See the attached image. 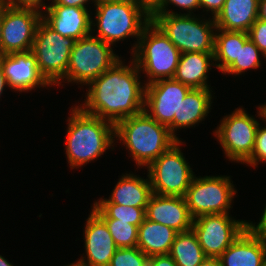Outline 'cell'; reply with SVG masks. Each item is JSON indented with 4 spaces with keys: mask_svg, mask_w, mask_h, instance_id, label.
<instances>
[{
    "mask_svg": "<svg viewBox=\"0 0 266 266\" xmlns=\"http://www.w3.org/2000/svg\"><path fill=\"white\" fill-rule=\"evenodd\" d=\"M85 252L86 257L80 260L73 266H108L112 259L117 246L114 243L105 222L92 210L87 219L85 230ZM85 258V259H84Z\"/></svg>",
    "mask_w": 266,
    "mask_h": 266,
    "instance_id": "obj_15",
    "label": "cell"
},
{
    "mask_svg": "<svg viewBox=\"0 0 266 266\" xmlns=\"http://www.w3.org/2000/svg\"><path fill=\"white\" fill-rule=\"evenodd\" d=\"M109 199H100L95 203H115L128 207H146L151 197L150 179H143L133 174L123 175L117 182Z\"/></svg>",
    "mask_w": 266,
    "mask_h": 266,
    "instance_id": "obj_23",
    "label": "cell"
},
{
    "mask_svg": "<svg viewBox=\"0 0 266 266\" xmlns=\"http://www.w3.org/2000/svg\"><path fill=\"white\" fill-rule=\"evenodd\" d=\"M258 125L259 122L242 108L222 119L215 135L229 160L244 163L251 156Z\"/></svg>",
    "mask_w": 266,
    "mask_h": 266,
    "instance_id": "obj_12",
    "label": "cell"
},
{
    "mask_svg": "<svg viewBox=\"0 0 266 266\" xmlns=\"http://www.w3.org/2000/svg\"><path fill=\"white\" fill-rule=\"evenodd\" d=\"M249 227L266 242V206L261 216L260 222L255 224L249 223Z\"/></svg>",
    "mask_w": 266,
    "mask_h": 266,
    "instance_id": "obj_38",
    "label": "cell"
},
{
    "mask_svg": "<svg viewBox=\"0 0 266 266\" xmlns=\"http://www.w3.org/2000/svg\"><path fill=\"white\" fill-rule=\"evenodd\" d=\"M249 226L233 220L229 213L202 215L193 219L192 230L206 257L219 258Z\"/></svg>",
    "mask_w": 266,
    "mask_h": 266,
    "instance_id": "obj_13",
    "label": "cell"
},
{
    "mask_svg": "<svg viewBox=\"0 0 266 266\" xmlns=\"http://www.w3.org/2000/svg\"><path fill=\"white\" fill-rule=\"evenodd\" d=\"M7 3L20 7V8H30L40 11L43 8L46 10L49 5H46L43 0H5Z\"/></svg>",
    "mask_w": 266,
    "mask_h": 266,
    "instance_id": "obj_34",
    "label": "cell"
},
{
    "mask_svg": "<svg viewBox=\"0 0 266 266\" xmlns=\"http://www.w3.org/2000/svg\"><path fill=\"white\" fill-rule=\"evenodd\" d=\"M169 255L177 266H199L206 258L192 229L177 234Z\"/></svg>",
    "mask_w": 266,
    "mask_h": 266,
    "instance_id": "obj_26",
    "label": "cell"
},
{
    "mask_svg": "<svg viewBox=\"0 0 266 266\" xmlns=\"http://www.w3.org/2000/svg\"><path fill=\"white\" fill-rule=\"evenodd\" d=\"M180 144L179 140L147 167L152 193L185 196L195 175L179 148Z\"/></svg>",
    "mask_w": 266,
    "mask_h": 266,
    "instance_id": "obj_9",
    "label": "cell"
},
{
    "mask_svg": "<svg viewBox=\"0 0 266 266\" xmlns=\"http://www.w3.org/2000/svg\"><path fill=\"white\" fill-rule=\"evenodd\" d=\"M151 20L164 32L182 53H214L216 24L211 20H200L192 14L173 11L155 13ZM199 20V21H198ZM203 21V22H202Z\"/></svg>",
    "mask_w": 266,
    "mask_h": 266,
    "instance_id": "obj_5",
    "label": "cell"
},
{
    "mask_svg": "<svg viewBox=\"0 0 266 266\" xmlns=\"http://www.w3.org/2000/svg\"><path fill=\"white\" fill-rule=\"evenodd\" d=\"M145 86L144 111L168 127L178 116V107L191 88L174 79H161Z\"/></svg>",
    "mask_w": 266,
    "mask_h": 266,
    "instance_id": "obj_14",
    "label": "cell"
},
{
    "mask_svg": "<svg viewBox=\"0 0 266 266\" xmlns=\"http://www.w3.org/2000/svg\"><path fill=\"white\" fill-rule=\"evenodd\" d=\"M145 214L150 221L169 226L179 233L192 229L193 218L182 196L153 193L146 206Z\"/></svg>",
    "mask_w": 266,
    "mask_h": 266,
    "instance_id": "obj_17",
    "label": "cell"
},
{
    "mask_svg": "<svg viewBox=\"0 0 266 266\" xmlns=\"http://www.w3.org/2000/svg\"><path fill=\"white\" fill-rule=\"evenodd\" d=\"M229 178L222 175L194 176L184 196L193 219L202 215L229 213L236 193Z\"/></svg>",
    "mask_w": 266,
    "mask_h": 266,
    "instance_id": "obj_10",
    "label": "cell"
},
{
    "mask_svg": "<svg viewBox=\"0 0 266 266\" xmlns=\"http://www.w3.org/2000/svg\"><path fill=\"white\" fill-rule=\"evenodd\" d=\"M259 0H225L214 18L216 28L225 31L248 32L258 19Z\"/></svg>",
    "mask_w": 266,
    "mask_h": 266,
    "instance_id": "obj_20",
    "label": "cell"
},
{
    "mask_svg": "<svg viewBox=\"0 0 266 266\" xmlns=\"http://www.w3.org/2000/svg\"><path fill=\"white\" fill-rule=\"evenodd\" d=\"M139 72L134 60L131 66H124L119 59L88 84L86 100L80 108L114 125L144 111L146 86L140 85Z\"/></svg>",
    "mask_w": 266,
    "mask_h": 266,
    "instance_id": "obj_1",
    "label": "cell"
},
{
    "mask_svg": "<svg viewBox=\"0 0 266 266\" xmlns=\"http://www.w3.org/2000/svg\"><path fill=\"white\" fill-rule=\"evenodd\" d=\"M148 266H177V264L172 257L167 254L149 257Z\"/></svg>",
    "mask_w": 266,
    "mask_h": 266,
    "instance_id": "obj_37",
    "label": "cell"
},
{
    "mask_svg": "<svg viewBox=\"0 0 266 266\" xmlns=\"http://www.w3.org/2000/svg\"><path fill=\"white\" fill-rule=\"evenodd\" d=\"M211 94L210 89H191L187 93L178 107V116H174L173 122L168 126L175 137L177 128H190L205 119L211 109Z\"/></svg>",
    "mask_w": 266,
    "mask_h": 266,
    "instance_id": "obj_21",
    "label": "cell"
},
{
    "mask_svg": "<svg viewBox=\"0 0 266 266\" xmlns=\"http://www.w3.org/2000/svg\"><path fill=\"white\" fill-rule=\"evenodd\" d=\"M75 41L55 32L43 20L39 23L31 52L40 74L51 86L64 79Z\"/></svg>",
    "mask_w": 266,
    "mask_h": 266,
    "instance_id": "obj_7",
    "label": "cell"
},
{
    "mask_svg": "<svg viewBox=\"0 0 266 266\" xmlns=\"http://www.w3.org/2000/svg\"><path fill=\"white\" fill-rule=\"evenodd\" d=\"M178 233L169 226L145 218L138 228L137 247L148 257L167 255Z\"/></svg>",
    "mask_w": 266,
    "mask_h": 266,
    "instance_id": "obj_24",
    "label": "cell"
},
{
    "mask_svg": "<svg viewBox=\"0 0 266 266\" xmlns=\"http://www.w3.org/2000/svg\"><path fill=\"white\" fill-rule=\"evenodd\" d=\"M107 1H116V2H127L137 5V0H107Z\"/></svg>",
    "mask_w": 266,
    "mask_h": 266,
    "instance_id": "obj_46",
    "label": "cell"
},
{
    "mask_svg": "<svg viewBox=\"0 0 266 266\" xmlns=\"http://www.w3.org/2000/svg\"><path fill=\"white\" fill-rule=\"evenodd\" d=\"M164 0H137V5L151 18L162 6Z\"/></svg>",
    "mask_w": 266,
    "mask_h": 266,
    "instance_id": "obj_35",
    "label": "cell"
},
{
    "mask_svg": "<svg viewBox=\"0 0 266 266\" xmlns=\"http://www.w3.org/2000/svg\"><path fill=\"white\" fill-rule=\"evenodd\" d=\"M45 12L47 14H44L42 20L64 37L79 40L94 31L92 26H95V23L91 20L87 8L49 5Z\"/></svg>",
    "mask_w": 266,
    "mask_h": 266,
    "instance_id": "obj_18",
    "label": "cell"
},
{
    "mask_svg": "<svg viewBox=\"0 0 266 266\" xmlns=\"http://www.w3.org/2000/svg\"><path fill=\"white\" fill-rule=\"evenodd\" d=\"M260 53L262 54L250 38L245 43H239L238 58L223 74L239 75L247 69L260 67Z\"/></svg>",
    "mask_w": 266,
    "mask_h": 266,
    "instance_id": "obj_28",
    "label": "cell"
},
{
    "mask_svg": "<svg viewBox=\"0 0 266 266\" xmlns=\"http://www.w3.org/2000/svg\"><path fill=\"white\" fill-rule=\"evenodd\" d=\"M68 122L65 149L72 169L97 159L113 146V123L88 114L79 106L72 108Z\"/></svg>",
    "mask_w": 266,
    "mask_h": 266,
    "instance_id": "obj_3",
    "label": "cell"
},
{
    "mask_svg": "<svg viewBox=\"0 0 266 266\" xmlns=\"http://www.w3.org/2000/svg\"><path fill=\"white\" fill-rule=\"evenodd\" d=\"M219 259L223 266H264L266 242L248 226Z\"/></svg>",
    "mask_w": 266,
    "mask_h": 266,
    "instance_id": "obj_19",
    "label": "cell"
},
{
    "mask_svg": "<svg viewBox=\"0 0 266 266\" xmlns=\"http://www.w3.org/2000/svg\"><path fill=\"white\" fill-rule=\"evenodd\" d=\"M199 266H223L219 258L206 257Z\"/></svg>",
    "mask_w": 266,
    "mask_h": 266,
    "instance_id": "obj_40",
    "label": "cell"
},
{
    "mask_svg": "<svg viewBox=\"0 0 266 266\" xmlns=\"http://www.w3.org/2000/svg\"><path fill=\"white\" fill-rule=\"evenodd\" d=\"M42 10L20 8L1 0L3 55L31 51Z\"/></svg>",
    "mask_w": 266,
    "mask_h": 266,
    "instance_id": "obj_11",
    "label": "cell"
},
{
    "mask_svg": "<svg viewBox=\"0 0 266 266\" xmlns=\"http://www.w3.org/2000/svg\"><path fill=\"white\" fill-rule=\"evenodd\" d=\"M216 32L219 33H215L214 61L218 62H215V66L224 73L238 58L239 43H245L249 36L248 32L222 29H217Z\"/></svg>",
    "mask_w": 266,
    "mask_h": 266,
    "instance_id": "obj_25",
    "label": "cell"
},
{
    "mask_svg": "<svg viewBox=\"0 0 266 266\" xmlns=\"http://www.w3.org/2000/svg\"><path fill=\"white\" fill-rule=\"evenodd\" d=\"M0 266H13V265L0 255Z\"/></svg>",
    "mask_w": 266,
    "mask_h": 266,
    "instance_id": "obj_45",
    "label": "cell"
},
{
    "mask_svg": "<svg viewBox=\"0 0 266 266\" xmlns=\"http://www.w3.org/2000/svg\"><path fill=\"white\" fill-rule=\"evenodd\" d=\"M169 3H172L175 6L180 7L181 9L189 10V13H187L189 15H191L192 10L200 8L199 0H164L161 8L156 13H166V6L168 7Z\"/></svg>",
    "mask_w": 266,
    "mask_h": 266,
    "instance_id": "obj_33",
    "label": "cell"
},
{
    "mask_svg": "<svg viewBox=\"0 0 266 266\" xmlns=\"http://www.w3.org/2000/svg\"><path fill=\"white\" fill-rule=\"evenodd\" d=\"M212 60L214 62V53H182L173 79L191 89H210L206 74L211 65H215Z\"/></svg>",
    "mask_w": 266,
    "mask_h": 266,
    "instance_id": "obj_22",
    "label": "cell"
},
{
    "mask_svg": "<svg viewBox=\"0 0 266 266\" xmlns=\"http://www.w3.org/2000/svg\"><path fill=\"white\" fill-rule=\"evenodd\" d=\"M119 59L111 44L89 34L75 41L64 78L67 82L88 85Z\"/></svg>",
    "mask_w": 266,
    "mask_h": 266,
    "instance_id": "obj_8",
    "label": "cell"
},
{
    "mask_svg": "<svg viewBox=\"0 0 266 266\" xmlns=\"http://www.w3.org/2000/svg\"><path fill=\"white\" fill-rule=\"evenodd\" d=\"M8 86L5 75H4V69L2 66V63L0 61V96L3 93L4 87Z\"/></svg>",
    "mask_w": 266,
    "mask_h": 266,
    "instance_id": "obj_42",
    "label": "cell"
},
{
    "mask_svg": "<svg viewBox=\"0 0 266 266\" xmlns=\"http://www.w3.org/2000/svg\"><path fill=\"white\" fill-rule=\"evenodd\" d=\"M200 8L207 9L206 11L212 12V17L215 18L222 10L225 0H199Z\"/></svg>",
    "mask_w": 266,
    "mask_h": 266,
    "instance_id": "obj_36",
    "label": "cell"
},
{
    "mask_svg": "<svg viewBox=\"0 0 266 266\" xmlns=\"http://www.w3.org/2000/svg\"><path fill=\"white\" fill-rule=\"evenodd\" d=\"M146 207H128L115 203H94L93 211L101 219H118L139 227L146 218Z\"/></svg>",
    "mask_w": 266,
    "mask_h": 266,
    "instance_id": "obj_27",
    "label": "cell"
},
{
    "mask_svg": "<svg viewBox=\"0 0 266 266\" xmlns=\"http://www.w3.org/2000/svg\"><path fill=\"white\" fill-rule=\"evenodd\" d=\"M1 29H2V24H1V0H0V57L3 55L2 41H1Z\"/></svg>",
    "mask_w": 266,
    "mask_h": 266,
    "instance_id": "obj_44",
    "label": "cell"
},
{
    "mask_svg": "<svg viewBox=\"0 0 266 266\" xmlns=\"http://www.w3.org/2000/svg\"><path fill=\"white\" fill-rule=\"evenodd\" d=\"M258 19L266 21V0H259Z\"/></svg>",
    "mask_w": 266,
    "mask_h": 266,
    "instance_id": "obj_41",
    "label": "cell"
},
{
    "mask_svg": "<svg viewBox=\"0 0 266 266\" xmlns=\"http://www.w3.org/2000/svg\"><path fill=\"white\" fill-rule=\"evenodd\" d=\"M258 125L255 146L251 156L244 162L250 166H256L258 162H266V127H259Z\"/></svg>",
    "mask_w": 266,
    "mask_h": 266,
    "instance_id": "obj_31",
    "label": "cell"
},
{
    "mask_svg": "<svg viewBox=\"0 0 266 266\" xmlns=\"http://www.w3.org/2000/svg\"><path fill=\"white\" fill-rule=\"evenodd\" d=\"M96 26L98 38L113 45L127 37H141L151 18L133 3L97 0Z\"/></svg>",
    "mask_w": 266,
    "mask_h": 266,
    "instance_id": "obj_6",
    "label": "cell"
},
{
    "mask_svg": "<svg viewBox=\"0 0 266 266\" xmlns=\"http://www.w3.org/2000/svg\"><path fill=\"white\" fill-rule=\"evenodd\" d=\"M0 61L7 84L13 90L25 92L37 86H50L40 74L36 57L31 51L5 54L0 57Z\"/></svg>",
    "mask_w": 266,
    "mask_h": 266,
    "instance_id": "obj_16",
    "label": "cell"
},
{
    "mask_svg": "<svg viewBox=\"0 0 266 266\" xmlns=\"http://www.w3.org/2000/svg\"><path fill=\"white\" fill-rule=\"evenodd\" d=\"M108 227L117 248H132L137 246L138 228L118 219H102Z\"/></svg>",
    "mask_w": 266,
    "mask_h": 266,
    "instance_id": "obj_29",
    "label": "cell"
},
{
    "mask_svg": "<svg viewBox=\"0 0 266 266\" xmlns=\"http://www.w3.org/2000/svg\"><path fill=\"white\" fill-rule=\"evenodd\" d=\"M149 257L137 246L117 248L108 266H148Z\"/></svg>",
    "mask_w": 266,
    "mask_h": 266,
    "instance_id": "obj_30",
    "label": "cell"
},
{
    "mask_svg": "<svg viewBox=\"0 0 266 266\" xmlns=\"http://www.w3.org/2000/svg\"><path fill=\"white\" fill-rule=\"evenodd\" d=\"M114 137L123 141L130 150L138 168L148 167L180 140L167 126L158 123L145 111L117 122L114 125Z\"/></svg>",
    "mask_w": 266,
    "mask_h": 266,
    "instance_id": "obj_2",
    "label": "cell"
},
{
    "mask_svg": "<svg viewBox=\"0 0 266 266\" xmlns=\"http://www.w3.org/2000/svg\"><path fill=\"white\" fill-rule=\"evenodd\" d=\"M249 38L262 52L263 57L266 56V21L257 19L248 31Z\"/></svg>",
    "mask_w": 266,
    "mask_h": 266,
    "instance_id": "obj_32",
    "label": "cell"
},
{
    "mask_svg": "<svg viewBox=\"0 0 266 266\" xmlns=\"http://www.w3.org/2000/svg\"><path fill=\"white\" fill-rule=\"evenodd\" d=\"M131 50L138 69L149 78L145 85L165 78L173 79L181 52L152 20Z\"/></svg>",
    "mask_w": 266,
    "mask_h": 266,
    "instance_id": "obj_4",
    "label": "cell"
},
{
    "mask_svg": "<svg viewBox=\"0 0 266 266\" xmlns=\"http://www.w3.org/2000/svg\"><path fill=\"white\" fill-rule=\"evenodd\" d=\"M258 109H259L258 115L263 118L262 120L265 119L266 121V104L259 106Z\"/></svg>",
    "mask_w": 266,
    "mask_h": 266,
    "instance_id": "obj_43",
    "label": "cell"
},
{
    "mask_svg": "<svg viewBox=\"0 0 266 266\" xmlns=\"http://www.w3.org/2000/svg\"><path fill=\"white\" fill-rule=\"evenodd\" d=\"M90 0H52L51 5H64V6H74V7H82L86 8V3ZM97 2V0H92Z\"/></svg>",
    "mask_w": 266,
    "mask_h": 266,
    "instance_id": "obj_39",
    "label": "cell"
}]
</instances>
